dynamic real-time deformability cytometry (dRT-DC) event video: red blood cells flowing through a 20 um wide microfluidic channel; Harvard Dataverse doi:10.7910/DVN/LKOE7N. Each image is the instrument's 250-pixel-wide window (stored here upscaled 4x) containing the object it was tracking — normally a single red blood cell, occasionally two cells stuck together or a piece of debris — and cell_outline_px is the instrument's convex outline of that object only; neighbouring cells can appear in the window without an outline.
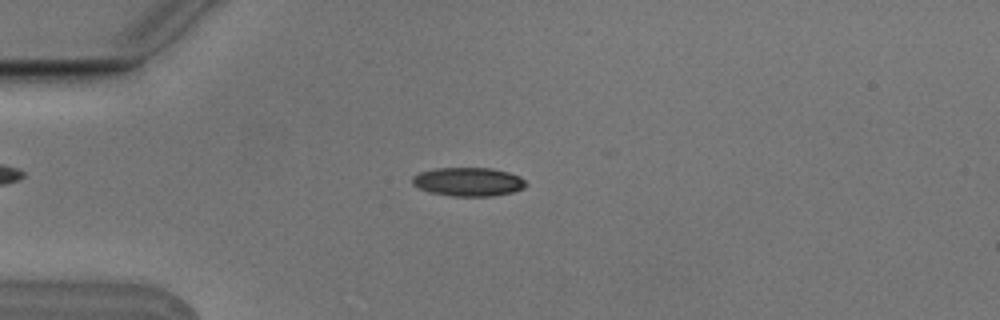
{"species": "Egyptian fruit bat (a non-hibernating species)", "species_latin": "Rousettus aegyptiacus", "temperature_condition": "cold", "stored_images_in_passage": 6, "camera_frame_rate_fps": 3000, "um_per_image_px": 0.085, "animal": {"sex": "male"}, "frame": {"image": 1, "passage_image": 4, "time_ms": 1.0, "image_size_px": [1000, 320], "cell_outline_px": [[528, 184], [524, 188], [512, 192], [492, 196], [452, 196], [428, 192], [412, 184], [412, 176], [420, 172], [436, 168], [488, 168], [508, 172], [520, 176]], "centroid_in_image_um": [39.8, 15.45], "position_along_channel_um": 45.2, "area_um2": 19.02}}